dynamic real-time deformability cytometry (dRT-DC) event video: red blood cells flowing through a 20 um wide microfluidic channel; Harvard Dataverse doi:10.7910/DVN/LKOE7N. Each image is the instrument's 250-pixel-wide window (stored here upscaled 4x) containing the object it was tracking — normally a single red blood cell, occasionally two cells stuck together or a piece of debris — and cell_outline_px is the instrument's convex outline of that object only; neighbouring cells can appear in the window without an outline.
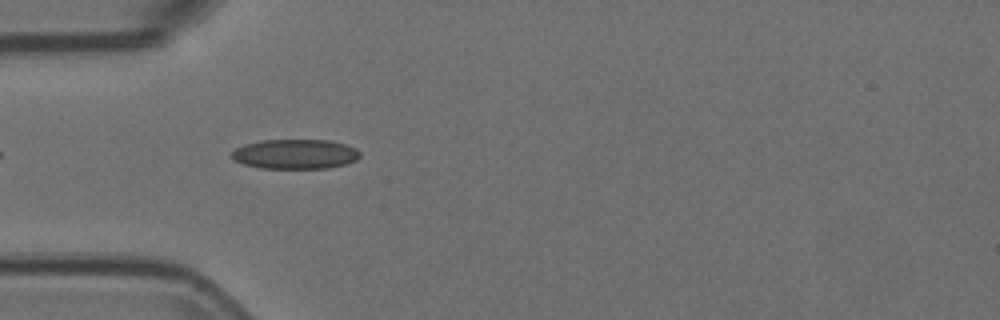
{"species": "Egyptian fruit bat (a non-hibernating species)", "species_latin": "Rousettus aegyptiacus", "temperature_condition": "room temperature", "stored_images_in_passage": 4, "camera_frame_rate_fps": 3000, "um_per_image_px": 0.085, "animal": {"sex": "female"}, "frame": {"image": 1, "passage_image": 1, "time_ms": 0.0, "image_size_px": [1000, 320], "cell_outline_px": [[360, 156], [356, 160], [344, 164], [328, 168], [260, 168], [244, 164], [232, 160], [232, 152], [236, 148], [244, 144], [260, 140], [328, 140], [344, 144], [356, 148], [360, 152]], "centroid_in_image_um": [25.07, 13.09], "position_along_channel_um": 59.9, "area_um2": 22.2}}